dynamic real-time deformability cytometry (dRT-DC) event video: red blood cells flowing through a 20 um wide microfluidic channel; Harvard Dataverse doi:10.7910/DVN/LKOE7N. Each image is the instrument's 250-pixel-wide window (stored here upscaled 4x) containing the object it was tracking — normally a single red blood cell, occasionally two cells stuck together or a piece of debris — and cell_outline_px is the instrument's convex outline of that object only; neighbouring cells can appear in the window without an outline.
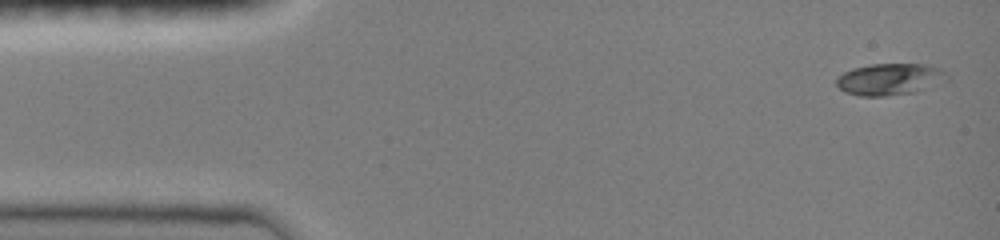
{"species": "common noctule bat (a hibernating species)", "species_latin": "Nyctalus noctula", "temperature_condition": "room temperature", "stored_images_in_passage": 47, "camera_frame_rate_fps": 3000, "um_per_image_px": 0.085, "animal": {"sex": "female", "body_mass_g": 19.0, "forearm_length_mm": 51.5}, "frame": {"image": 1, "passage_image": 1, "time_ms": 0.0, "image_size_px": [1000, 240], "cell_outline_px": [[948, 80], [912, 92], [884, 96], [860, 96], [844, 92], [836, 84], [836, 80], [844, 72], [852, 68], [872, 64], [924, 64], [940, 68], [948, 72]], "centroid_in_image_um": [75.63, 6.72], "position_along_channel_um": 9.4, "area_um2": 20.29}}
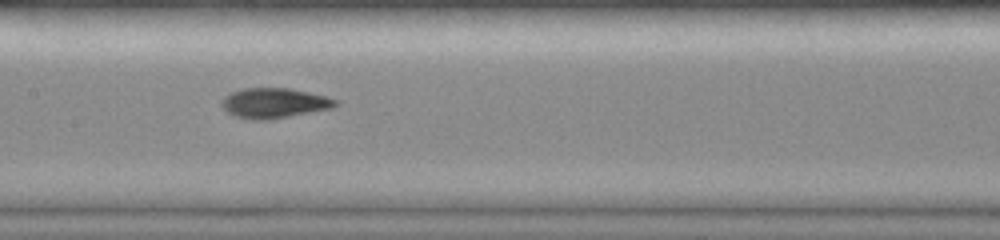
{"frame": {"image": 2, "passage_image": 26, "time_ms": 7.0, "image_size_px": [1000, 240], "cell_outline_px": [[340, 104], [332, 108], [268, 120], [252, 120], [236, 116], [228, 112], [220, 104], [220, 100], [224, 96], [232, 92], [244, 88], [288, 88], [328, 96], [340, 100]], "centroid_in_image_um": [23.33, 8.75], "position_along_channel_um": 184.1, "area_um2": 20.06}}
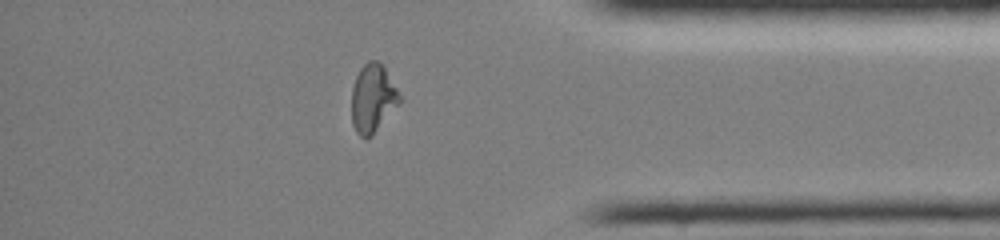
{"frame": {"image": 3, "passage_image": 41, "time_ms": 12.667, "image_size_px": [1000, 240], "cell_outline_px": [[400, 104], [372, 136], [364, 140], [356, 132], [352, 124], [352, 88], [356, 76], [360, 68], [368, 60], [376, 60], [384, 68], [396, 88], [400, 96]], "centroid_in_image_um": [31.67, 8.41], "position_along_channel_um": 403.5, "area_um2": 19.07}, "authors_computed_cell_mechanics": {"area_um2": 19.4786, "velocity_mm_per_s": 4.0648, "shape_relaxation_time_tau1_ms": null, "shape_relaxation_time_tau2_ms": 1.5574, "deformation_change_tau1": null, "deformation_change_tau2": 0.0603}}